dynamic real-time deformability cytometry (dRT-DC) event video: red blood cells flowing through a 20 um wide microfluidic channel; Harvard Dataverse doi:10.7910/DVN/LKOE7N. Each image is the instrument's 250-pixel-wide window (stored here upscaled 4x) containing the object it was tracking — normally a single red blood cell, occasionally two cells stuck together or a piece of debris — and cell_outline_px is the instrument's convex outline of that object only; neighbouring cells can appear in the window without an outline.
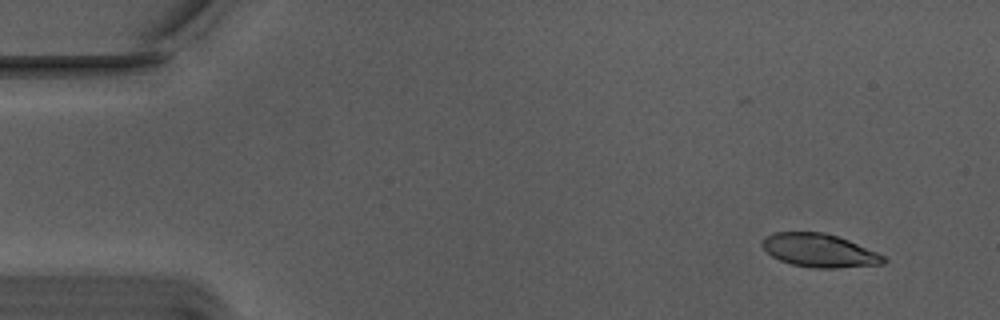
{"species": "Egyptian fruit bat (a non-hibernating species)", "species_latin": "Rousettus aegyptiacus", "temperature_condition": "warm", "stored_images_in_passage": 12, "camera_frame_rate_fps": 3000, "um_per_image_px": 0.085, "animal": {"sex": "male"}, "frame": {"image": 1, "passage_image": 1, "time_ms": 0.0, "image_size_px": [1000, 320], "cell_outline_px": [[888, 260], [884, 264], [840, 268], [812, 268], [792, 264], [780, 260], [772, 256], [760, 244], [764, 236], [776, 232], [824, 232], [848, 240], [876, 252], [884, 256]], "centroid_in_image_um": [69.64, 21.3], "position_along_channel_um": 15.4, "area_um2": 23.58}}